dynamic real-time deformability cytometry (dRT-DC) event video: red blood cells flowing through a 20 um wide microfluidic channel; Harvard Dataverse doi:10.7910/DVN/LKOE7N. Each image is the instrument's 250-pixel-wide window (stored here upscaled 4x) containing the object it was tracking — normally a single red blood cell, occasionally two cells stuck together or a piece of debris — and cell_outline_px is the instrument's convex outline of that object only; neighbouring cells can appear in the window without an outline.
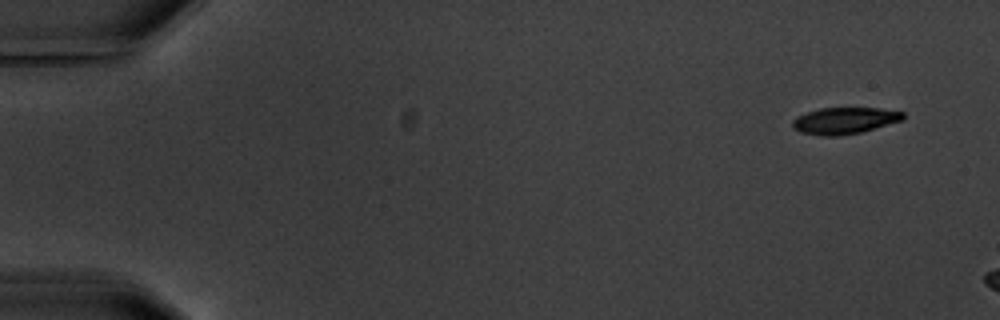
{"species": "common noctule bat (a hibernating species)", "species_latin": "Nyctalus noctula", "temperature_condition": "warm", "stored_images_in_passage": 3, "camera_frame_rate_fps": 3000, "um_per_image_px": 0.085, "animal": {"sex": "male", "body_mass_g": 20.1, "forearm_length_mm": 53.5}, "frame": {"image": 1, "passage_image": 1, "time_ms": 0.0, "image_size_px": [1000, 320], "cell_outline_px": [[904, 120], [860, 132], [836, 136], [820, 136], [800, 132], [792, 128], [792, 120], [796, 116], [820, 108], [880, 108], [904, 112]], "centroid_in_image_um": [71.76, 10.25], "position_along_channel_um": 13.2, "area_um2": 17.17}}